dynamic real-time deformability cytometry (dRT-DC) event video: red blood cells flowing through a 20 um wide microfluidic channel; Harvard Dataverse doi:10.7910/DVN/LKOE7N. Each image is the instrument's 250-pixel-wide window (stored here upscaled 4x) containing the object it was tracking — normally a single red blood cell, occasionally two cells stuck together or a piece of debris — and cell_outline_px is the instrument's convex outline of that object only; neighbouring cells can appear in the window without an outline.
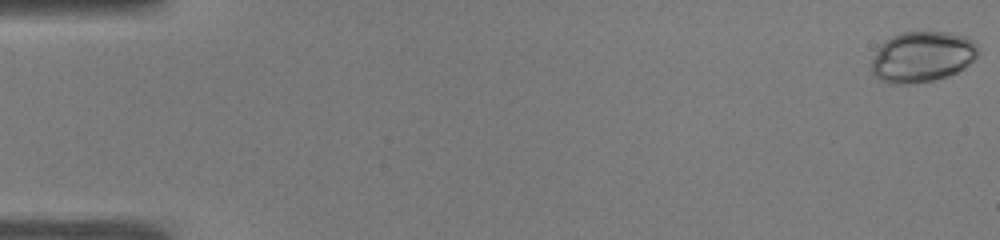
{"species": "common noctule bat (a hibernating species)", "species_latin": "Nyctalus noctula", "temperature_condition": "warm", "stored_images_in_passage": 53, "camera_frame_rate_fps": 3000, "um_per_image_px": 0.085, "animal": {"sex": "male", "body_mass_g": 19.0, "forearm_length_mm": 50.8}, "frame": {"image": 1, "passage_image": 1, "time_ms": 0.0, "image_size_px": [1000, 240], "cell_outline_px": [[976, 56], [964, 68], [948, 76], [932, 80], [908, 84], [892, 84], [880, 80], [872, 76], [872, 60], [880, 44], [884, 40], [892, 36], [904, 32], [948, 32], [964, 36], [972, 40], [976, 44]], "centroid_in_image_um": [78.34, 4.83], "position_along_channel_um": 6.7, "area_um2": 31.39}}
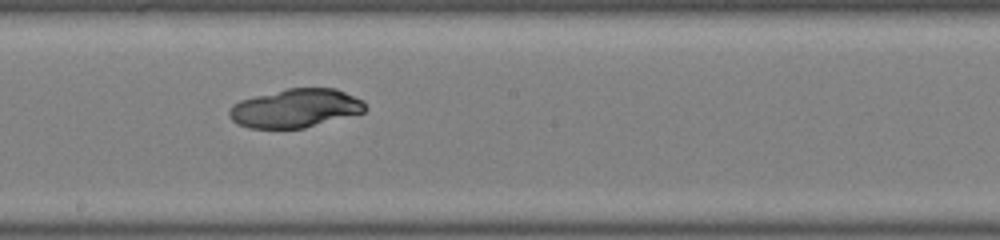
{"frame": {"image": 2, "passage_image": 30, "time_ms": 9.667, "image_size_px": [1000, 240], "cell_outline_px": [[368, 108], [364, 112], [304, 128], [248, 128], [236, 124], [228, 116], [228, 112], [232, 104], [240, 100], [288, 88], [336, 88], [364, 100]], "centroid_in_image_um": [25.12, 9.2], "position_along_channel_um": 223.1, "area_um2": 30.69}}
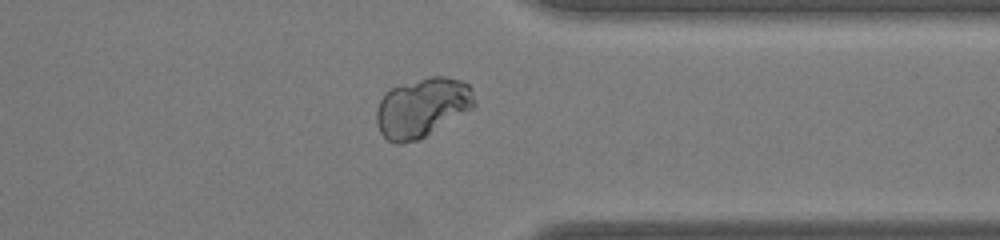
{"frame": {"image": 3, "passage_image": 42, "time_ms": 13.667, "image_size_px": [1000, 240], "cell_outline_px": [[476, 104], [472, 108], [420, 140], [404, 144], [396, 144], [388, 140], [380, 132], [376, 124], [376, 108], [384, 92], [392, 88], [432, 76], [444, 76], [464, 80], [472, 88]], "centroid_in_image_um": [35.88, 9.16], "position_along_channel_um": 375.5, "area_um2": 33.99}}